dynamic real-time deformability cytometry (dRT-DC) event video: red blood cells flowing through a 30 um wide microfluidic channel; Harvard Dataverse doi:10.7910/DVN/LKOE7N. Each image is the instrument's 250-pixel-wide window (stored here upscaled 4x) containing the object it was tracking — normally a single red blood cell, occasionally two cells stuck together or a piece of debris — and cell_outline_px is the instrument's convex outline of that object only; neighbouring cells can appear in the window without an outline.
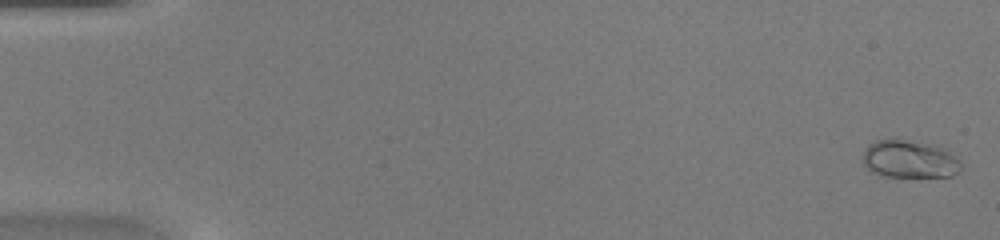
{"species": "common noctule bat (a hibernating species)", "species_latin": "Nyctalus noctula", "temperature_condition": "warm", "stored_images_in_passage": 45, "camera_frame_rate_fps": 3000, "um_per_image_px": 0.085, "animal": {"sex": "female", "body_mass_g": 20.0, "forearm_length_mm": 54.0}, "frame": {"image": 1, "passage_image": 1, "time_ms": 0.0, "image_size_px": [1000, 240], "cell_outline_px": [[964, 168], [960, 172], [952, 176], [884, 176], [872, 172], [864, 164], [864, 148], [868, 144], [876, 140], [896, 136], [932, 144], [944, 148], [956, 156], [960, 160]], "centroid_in_image_um": [77.34, 13.48], "position_along_channel_um": 7.7, "area_um2": 22.31}}
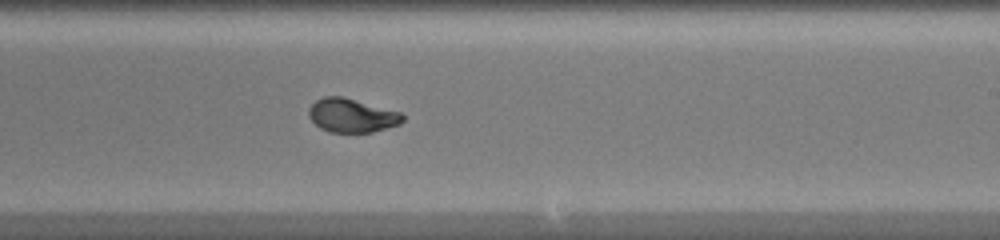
{"frame": {"image": 2, "passage_image": 28, "time_ms": 9.0, "image_size_px": [1000, 240], "cell_outline_px": [[404, 120], [400, 124], [372, 132], [328, 132], [320, 128], [308, 116], [308, 108], [316, 100], [324, 96], [344, 96], [400, 112], [404, 116]], "centroid_in_image_um": [29.89, 9.8], "position_along_channel_um": 259.1, "area_um2": 18.55}}
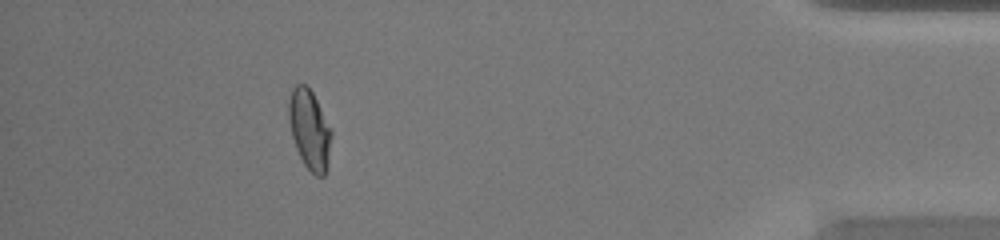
{"frame": {"image": 3, "passage_image": 41, "time_ms": 13.333, "image_size_px": [1000, 240], "cell_outline_px": [[332, 132], [328, 168], [324, 176], [316, 176], [304, 164], [296, 148], [292, 136], [288, 120], [288, 100], [292, 88], [296, 84], [304, 84], [312, 92]], "centroid_in_image_um": [26.3, 11.03], "position_along_channel_um": 408.9, "area_um2": 19.71}}